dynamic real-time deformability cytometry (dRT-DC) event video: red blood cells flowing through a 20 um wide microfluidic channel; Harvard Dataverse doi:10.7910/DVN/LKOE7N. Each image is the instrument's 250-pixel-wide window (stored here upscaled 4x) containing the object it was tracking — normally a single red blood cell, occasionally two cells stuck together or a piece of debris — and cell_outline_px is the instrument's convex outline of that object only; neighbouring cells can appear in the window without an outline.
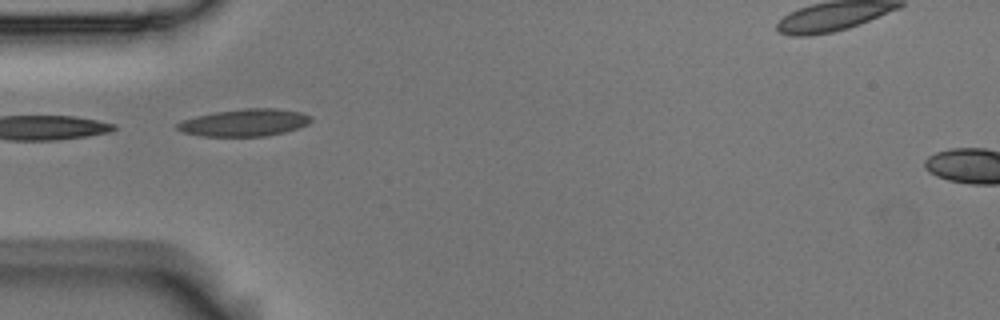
{"species": "Egyptian fruit bat (a non-hibernating species)", "species_latin": "Rousettus aegyptiacus", "temperature_condition": "room temperature", "stored_images_in_passage": 7, "camera_frame_rate_fps": 3000, "um_per_image_px": 0.085, "animal": {"sex": "male"}, "frame": {"image": 1, "passage_image": 2, "time_ms": 0.333, "image_size_px": [1000, 320], "cell_outline_px": [[312, 120], [308, 124], [300, 128], [268, 136], [200, 136], [184, 132], [176, 128], [176, 124], [184, 120], [196, 116], [216, 112], [244, 108], [276, 108], [300, 112], [312, 116]], "centroid_in_image_um": [20.83, 10.42], "position_along_channel_um": 64.2, "area_um2": 21.21}}
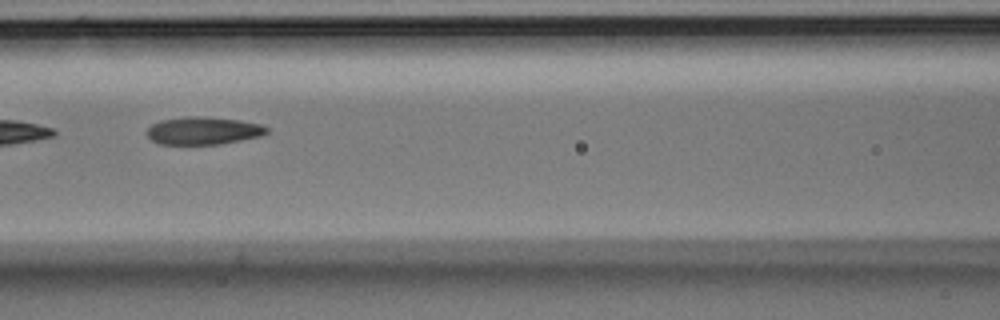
{"frame": {"image": 2, "passage_image": 4, "time_ms": 1.0, "image_size_px": [1000, 320], "cell_outline_px": [[268, 132], [260, 136], [220, 144], [160, 144], [152, 140], [148, 136], [148, 128], [152, 124], [160, 120], [188, 116], [196, 116], [240, 120], [260, 124], [268, 128]], "centroid_in_image_um": [17.27, 11.11], "position_along_channel_um": 149.3, "area_um2": 19.13}}
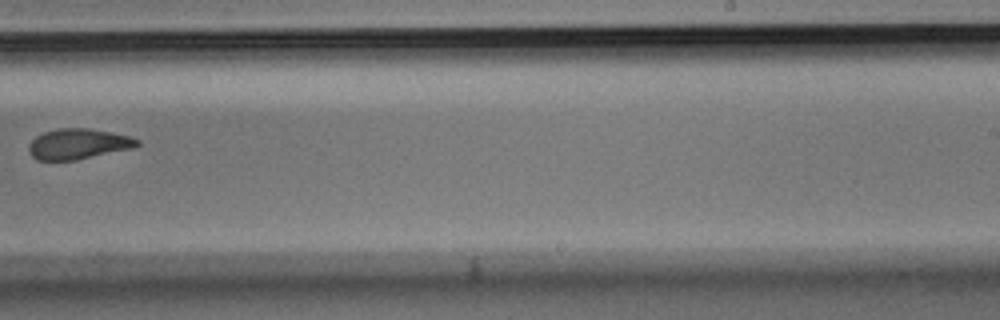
{"frame": {"image": 3, "passage_image": 7, "time_ms": 2.0, "image_size_px": [1000, 320], "cell_outline_px": [[140, 144], [132, 148], [76, 160], [36, 160], [28, 152], [28, 144], [36, 136], [44, 132], [56, 128], [88, 128], [128, 136], [140, 140]], "centroid_in_image_um": [6.6, 12.24], "position_along_channel_um": 282.4, "area_um2": 19.19}}